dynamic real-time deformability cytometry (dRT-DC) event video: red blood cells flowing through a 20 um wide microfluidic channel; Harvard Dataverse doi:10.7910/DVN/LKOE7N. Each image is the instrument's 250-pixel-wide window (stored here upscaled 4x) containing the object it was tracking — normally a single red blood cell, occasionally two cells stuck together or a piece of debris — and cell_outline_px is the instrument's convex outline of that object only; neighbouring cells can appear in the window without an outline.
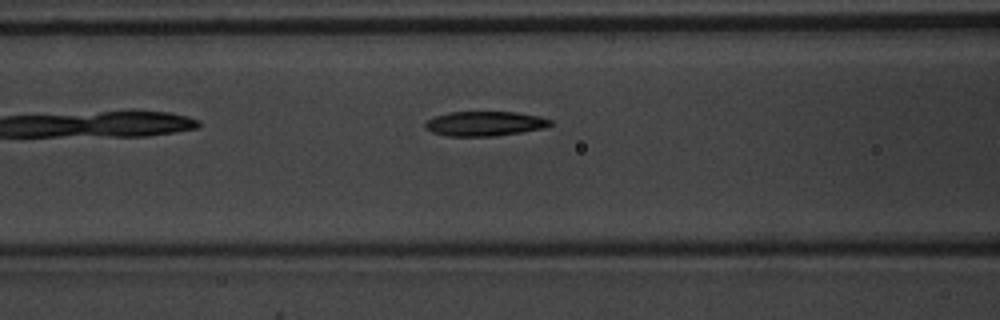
{"species": "common noctule bat (a hibernating species)", "species_latin": "Nyctalus noctula", "temperature_condition": "warm", "stored_images_in_passage": 4, "camera_frame_rate_fps": 3000, "um_per_image_px": 0.085, "animal": {"sex": "male", "body_mass_g": 20.1, "forearm_length_mm": 53.5}, "frame": {"image": 1, "passage_image": 4, "time_ms": 1.0, "image_size_px": [1000, 320], "cell_outline_px": [[552, 124], [544, 128], [520, 132], [492, 136], [444, 136], [432, 132], [424, 128], [424, 124], [428, 120], [436, 116], [448, 112], [516, 112], [540, 116], [552, 120]], "centroid_in_image_um": [41.19, 10.51], "position_along_channel_um": 125.4, "area_um2": 17.98}}